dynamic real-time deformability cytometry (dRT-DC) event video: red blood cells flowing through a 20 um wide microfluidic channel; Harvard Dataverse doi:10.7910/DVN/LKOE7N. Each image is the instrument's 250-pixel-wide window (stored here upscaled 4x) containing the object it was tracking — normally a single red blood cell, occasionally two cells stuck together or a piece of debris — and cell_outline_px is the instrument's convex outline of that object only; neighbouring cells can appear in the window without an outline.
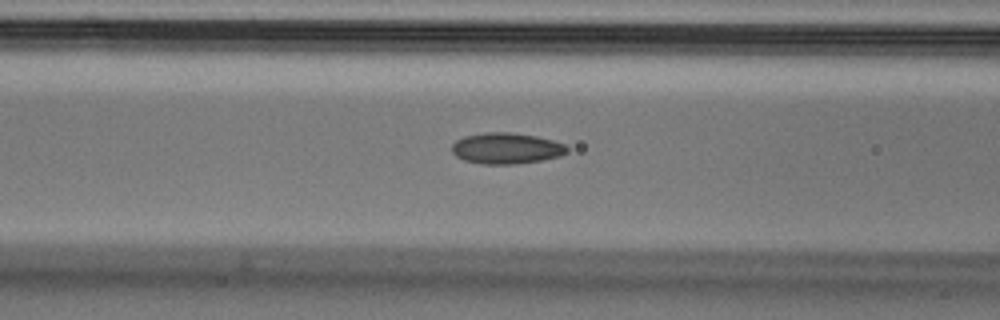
{"species": "Egyptian fruit bat (a non-hibernating species)", "species_latin": "Rousettus aegyptiacus", "temperature_condition": "cold", "stored_images_in_passage": 46, "camera_frame_rate_fps": 3000, "um_per_image_px": 0.085, "animal": {"sex": "male"}, "frame": {"image": 1, "passage_image": 15, "time_ms": 4.667, "image_size_px": [1000, 320], "cell_outline_px": [[568, 152], [560, 156], [544, 160], [516, 164], [484, 164], [464, 160], [456, 156], [452, 152], [452, 144], [456, 140], [464, 136], [484, 132], [508, 132], [536, 136], [552, 140], [564, 144], [568, 148]], "centroid_in_image_um": [43.04, 12.61], "position_along_channel_um": 123.6, "area_um2": 20.92}}
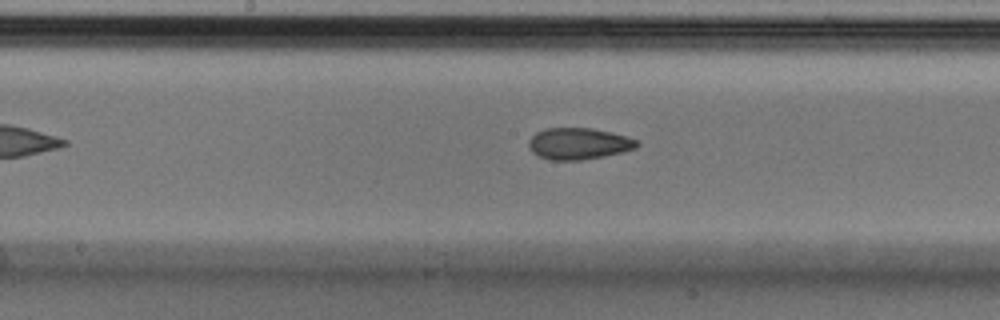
{"frame": {"image": 2, "passage_image": 21, "time_ms": 6.667, "image_size_px": [1000, 320], "cell_outline_px": [[640, 144], [636, 148], [604, 156], [580, 160], [548, 160], [532, 152], [528, 148], [528, 140], [536, 132], [544, 128], [592, 128], [612, 132], [628, 136], [640, 140]], "centroid_in_image_um": [49.19, 12.2], "position_along_channel_um": 199.0, "area_um2": 20.11}}
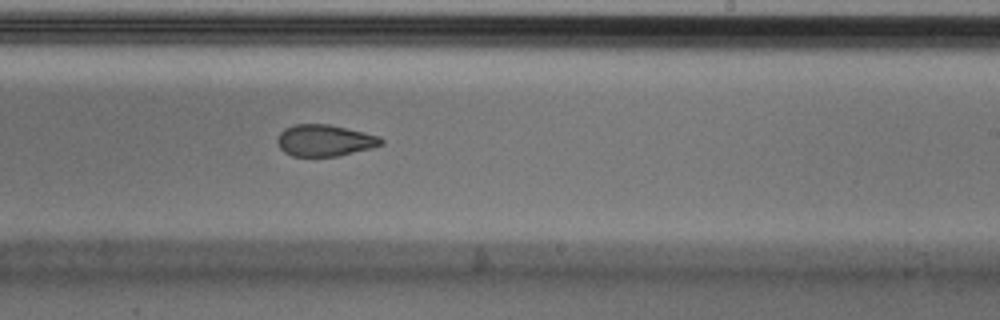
{"frame": {"image": 3, "passage_image": 26, "time_ms": 8.333, "image_size_px": [1000, 320], "cell_outline_px": [[384, 144], [372, 148], [336, 156], [292, 156], [284, 152], [276, 144], [276, 140], [280, 132], [284, 128], [292, 124], [328, 124], [364, 132], [380, 136], [384, 140]], "centroid_in_image_um": [27.58, 11.93], "position_along_channel_um": 261.4, "area_um2": 19.25}, "authors_computed_cell_mechanics": {"area_um2": 20.2011, "velocity_mm_per_s": 3.7561, "shape_relaxation_time_tau1_ms": 9.1291, "shape_relaxation_time_tau2_ms": 2.2432, "deformation_change_tau1": 0.1711, "deformation_change_tau2": 0.0838}}